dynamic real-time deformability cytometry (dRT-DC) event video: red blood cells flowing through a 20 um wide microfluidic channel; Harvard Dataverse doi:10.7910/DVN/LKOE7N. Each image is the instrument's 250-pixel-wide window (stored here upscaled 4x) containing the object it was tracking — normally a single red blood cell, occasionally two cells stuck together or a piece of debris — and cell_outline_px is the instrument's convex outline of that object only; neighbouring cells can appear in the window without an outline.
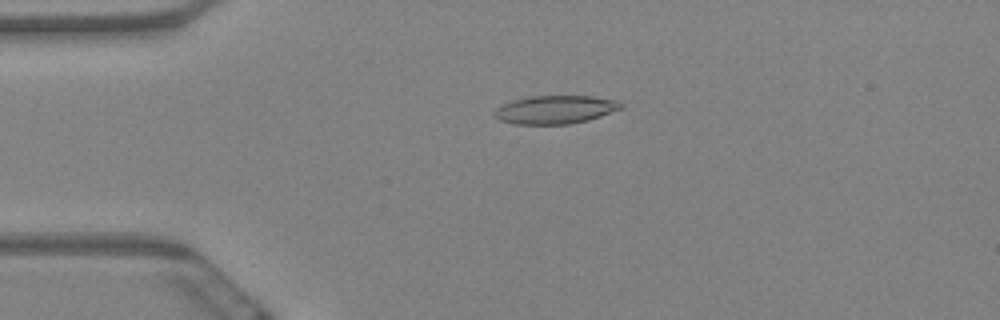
{"species": "Egyptian fruit bat (a non-hibernating species)", "species_latin": "Rousettus aegyptiacus", "temperature_condition": "warm", "stored_images_in_passage": 5, "camera_frame_rate_fps": 3000, "um_per_image_px": 0.085, "animal": {"sex": "female"}, "frame": {"image": 1, "passage_image": 4, "time_ms": 1.0, "image_size_px": [1000, 320], "cell_outline_px": [[624, 108], [588, 120], [568, 124], [516, 124], [500, 120], [492, 116], [492, 112], [496, 108], [512, 100], [528, 96], [592, 96], [616, 100], [624, 104]], "centroid_in_image_um": [47.19, 9.31], "position_along_channel_um": 37.8, "area_um2": 20.98}}